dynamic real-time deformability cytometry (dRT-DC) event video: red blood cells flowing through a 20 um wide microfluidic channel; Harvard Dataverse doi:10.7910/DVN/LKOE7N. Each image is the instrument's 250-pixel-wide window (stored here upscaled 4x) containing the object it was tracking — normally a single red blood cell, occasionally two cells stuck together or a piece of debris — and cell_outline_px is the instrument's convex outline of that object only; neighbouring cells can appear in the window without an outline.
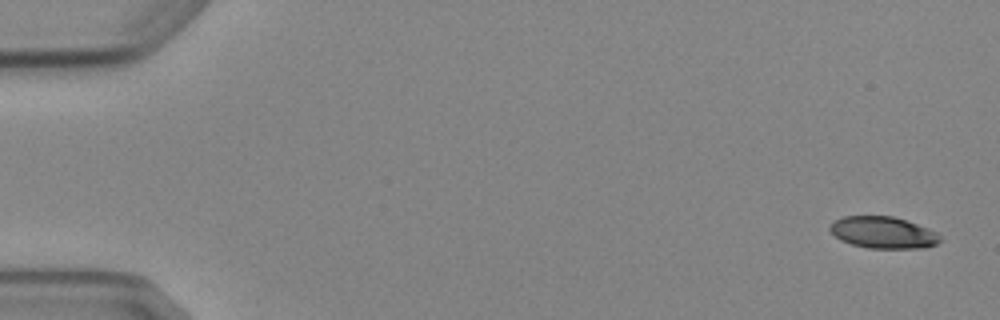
{"species": "Egyptian fruit bat (a non-hibernating species)", "species_latin": "Rousettus aegyptiacus", "temperature_condition": "cold", "stored_images_in_passage": 5, "camera_frame_rate_fps": 3000, "um_per_image_px": 0.085, "animal": {"sex": "female"}, "frame": {"image": 1, "passage_image": 1, "time_ms": 0.0, "image_size_px": [1000, 320], "cell_outline_px": [[944, 240], [936, 244], [924, 248], [868, 248], [852, 244], [840, 240], [828, 228], [836, 220], [844, 216], [892, 216], [928, 228], [936, 232]], "centroid_in_image_um": [75.1, 19.77], "position_along_channel_um": 9.9, "area_um2": 20.23}}
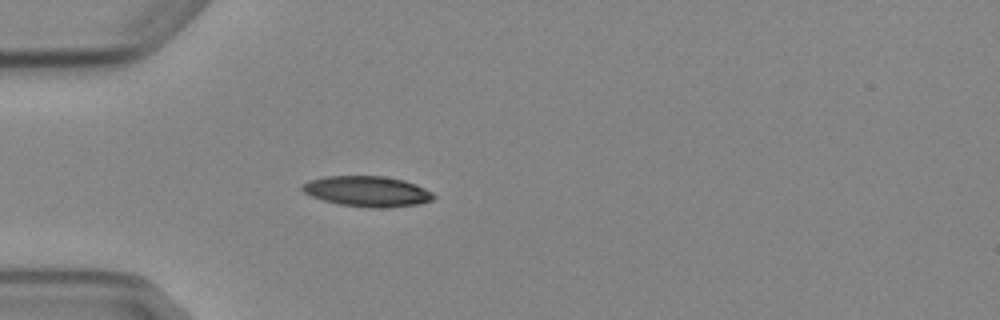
{"frame": {"image": 2, "passage_image": 5, "time_ms": 4.667, "image_size_px": [1000, 320], "cell_outline_px": [[436, 196], [432, 200], [420, 204], [388, 208], [372, 208], [340, 204], [324, 200], [312, 196], [304, 192], [300, 188], [300, 184], [308, 180], [324, 176], [384, 176], [404, 180], [416, 184], [432, 192]], "centroid_in_image_um": [31.22, 16.26], "position_along_channel_um": 53.8, "area_um2": 23.52}}